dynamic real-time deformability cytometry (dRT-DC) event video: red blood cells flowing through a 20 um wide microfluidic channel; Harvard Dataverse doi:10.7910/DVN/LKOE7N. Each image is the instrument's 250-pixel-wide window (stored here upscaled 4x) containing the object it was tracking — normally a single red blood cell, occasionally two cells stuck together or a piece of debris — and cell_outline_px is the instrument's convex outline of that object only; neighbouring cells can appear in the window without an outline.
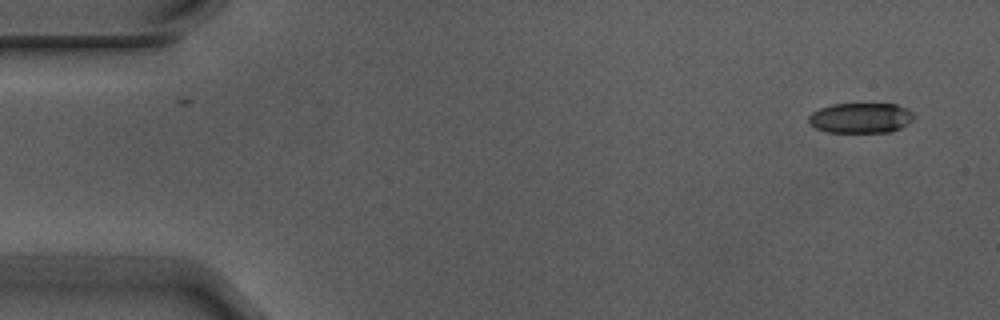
{"species": "Egyptian fruit bat (a non-hibernating species)", "species_latin": "Rousettus aegyptiacus", "temperature_condition": "warm", "stored_images_in_passage": 2, "camera_frame_rate_fps": 3000, "um_per_image_px": 0.085, "animal": {"sex": "male"}, "frame": {"image": 1, "passage_image": 2, "time_ms": 0.333, "image_size_px": [1000, 320], "cell_outline_px": [[912, 120], [908, 124], [892, 132], [828, 132], [816, 128], [808, 124], [808, 116], [812, 112], [820, 108], [832, 104], [896, 104], [912, 112]], "centroid_in_image_um": [73.12, 10.03], "position_along_channel_um": 11.9, "area_um2": 18.5}}